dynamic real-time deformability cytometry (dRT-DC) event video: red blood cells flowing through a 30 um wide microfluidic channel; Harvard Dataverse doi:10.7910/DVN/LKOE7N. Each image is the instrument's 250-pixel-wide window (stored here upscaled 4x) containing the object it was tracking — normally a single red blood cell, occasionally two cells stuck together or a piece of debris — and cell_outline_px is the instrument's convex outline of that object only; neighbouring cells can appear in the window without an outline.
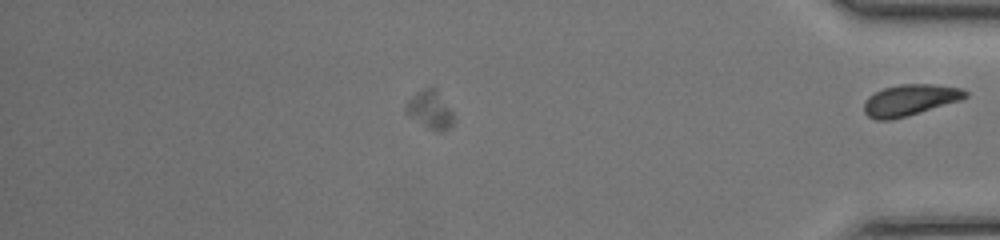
{"species": "common noctule bat (a hibernating species)", "species_latin": "Nyctalus noctula", "temperature_condition": "room temperature", "stored_images_in_passage": 56, "camera_frame_rate_fps": 3000, "um_per_image_px": 0.085, "animal": {"sex": "female", "body_mass_g": 17.0, "forearm_length_mm": 48.0}, "frame": {"image": 1, "passage_image": 48, "time_ms": 15.667, "image_size_px": [1000, 240], "cell_outline_px": [[452, 124], [448, 128], [436, 132], [428, 128], [404, 112], [404, 104], [416, 92], [424, 88], [436, 88], [452, 112]], "centroid_in_image_um": [36.51, 9.31], "position_along_channel_um": 398.7, "area_um2": 10.35}}